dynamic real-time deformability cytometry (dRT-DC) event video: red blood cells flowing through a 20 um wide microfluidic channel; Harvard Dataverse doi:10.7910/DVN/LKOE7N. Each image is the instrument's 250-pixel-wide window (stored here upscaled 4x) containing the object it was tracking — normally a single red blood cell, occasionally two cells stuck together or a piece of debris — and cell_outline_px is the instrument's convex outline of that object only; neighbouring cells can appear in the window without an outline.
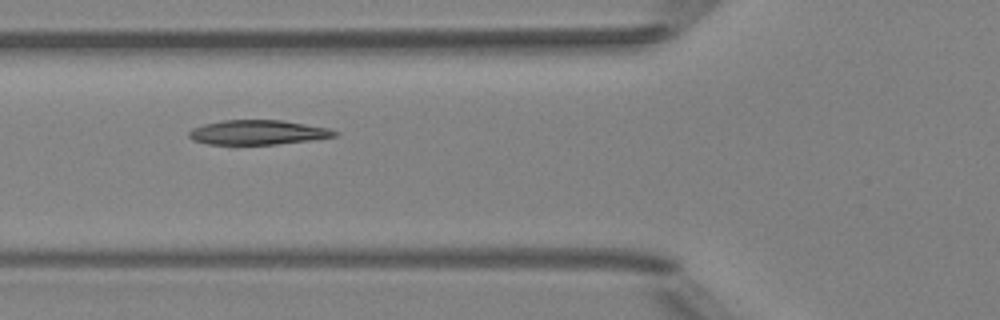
{"species": "Egyptian fruit bat (a non-hibernating species)", "species_latin": "Rousettus aegyptiacus", "temperature_condition": "room temperature", "stored_images_in_passage": 9, "camera_frame_rate_fps": 3000, "um_per_image_px": 0.085, "animal": {"sex": "female"}, "frame": {"image": 1, "passage_image": 6, "time_ms": 5.667, "image_size_px": [1000, 320], "cell_outline_px": [[340, 132], [336, 136], [312, 140], [276, 144], [236, 148], [232, 148], [208, 144], [192, 140], [188, 136], [188, 132], [192, 128], [204, 124], [224, 120], [284, 120], [328, 128]], "centroid_in_image_um": [21.84, 11.3], "position_along_channel_um": 104.0, "area_um2": 21.91}}
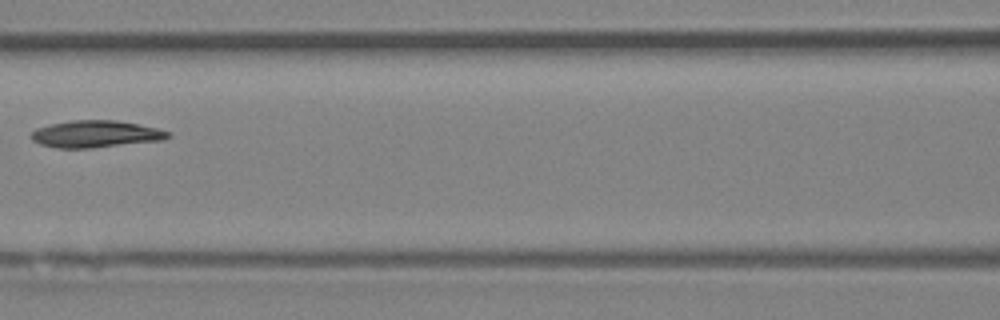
{"frame": {"image": 2, "passage_image": 7, "time_ms": 7.0, "image_size_px": [1000, 320], "cell_outline_px": [[172, 136], [164, 140], [92, 148], [56, 148], [40, 144], [32, 140], [32, 132], [36, 128], [48, 124], [72, 120], [116, 120], [156, 128], [172, 132]], "centroid_in_image_um": [8.15, 11.39], "position_along_channel_um": 158.5, "area_um2": 21.62}}
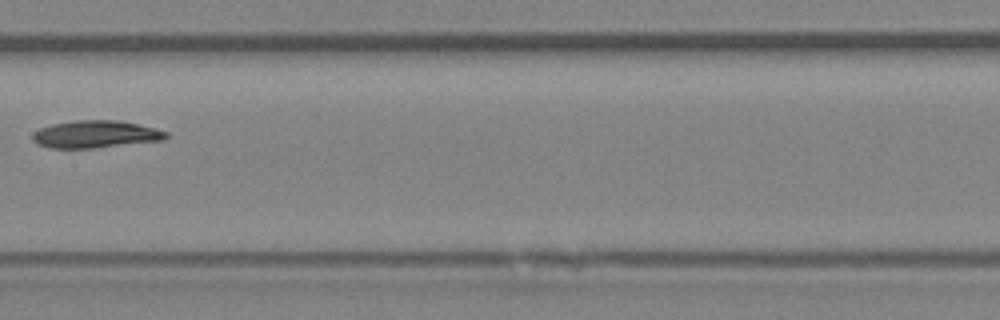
{"frame": {"image": 3, "passage_image": 8, "time_ms": 8.0, "image_size_px": [1000, 320], "cell_outline_px": [[168, 136], [164, 140], [92, 148], [48, 148], [36, 144], [32, 140], [32, 132], [40, 128], [52, 124], [76, 120], [120, 120], [140, 124], [156, 128], [168, 132]], "centroid_in_image_um": [8.11, 11.41], "position_along_channel_um": 199.3, "area_um2": 21.5}}